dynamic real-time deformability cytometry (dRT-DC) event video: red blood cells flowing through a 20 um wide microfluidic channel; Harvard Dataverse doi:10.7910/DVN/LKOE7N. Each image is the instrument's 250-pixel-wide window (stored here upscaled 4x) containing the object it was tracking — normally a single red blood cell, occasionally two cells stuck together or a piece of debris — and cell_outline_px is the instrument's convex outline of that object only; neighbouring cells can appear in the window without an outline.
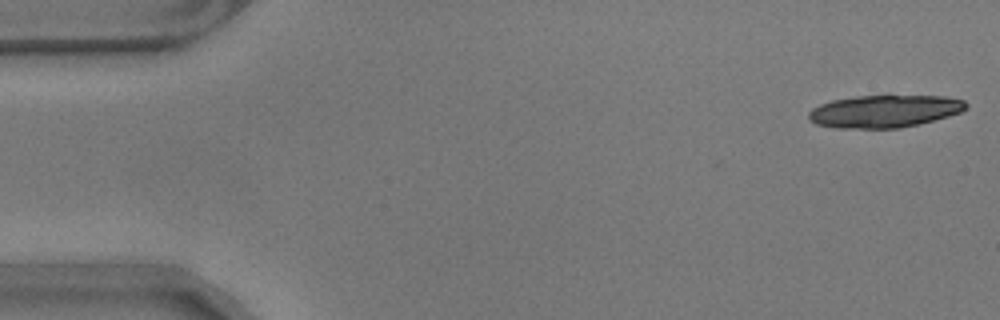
{"species": "common noctule bat (a hibernating species)", "species_latin": "Nyctalus noctula", "temperature_condition": "warm", "stored_images_in_passage": 10, "camera_frame_rate_fps": 3000, "um_per_image_px": 0.085, "animal": {"sex": "male", "body_mass_g": 17.9}, "frame": {"image": 1, "passage_image": 1, "time_ms": 0.0, "image_size_px": [1000, 320], "cell_outline_px": [[968, 108], [960, 112], [948, 116], [920, 124], [900, 128], [836, 128], [816, 124], [808, 120], [808, 112], [812, 108], [820, 104], [832, 100], [856, 96], [888, 92], [944, 96], [964, 100], [968, 104]], "centroid_in_image_um": [75.21, 9.4], "position_along_channel_um": 9.8, "area_um2": 31.15}}